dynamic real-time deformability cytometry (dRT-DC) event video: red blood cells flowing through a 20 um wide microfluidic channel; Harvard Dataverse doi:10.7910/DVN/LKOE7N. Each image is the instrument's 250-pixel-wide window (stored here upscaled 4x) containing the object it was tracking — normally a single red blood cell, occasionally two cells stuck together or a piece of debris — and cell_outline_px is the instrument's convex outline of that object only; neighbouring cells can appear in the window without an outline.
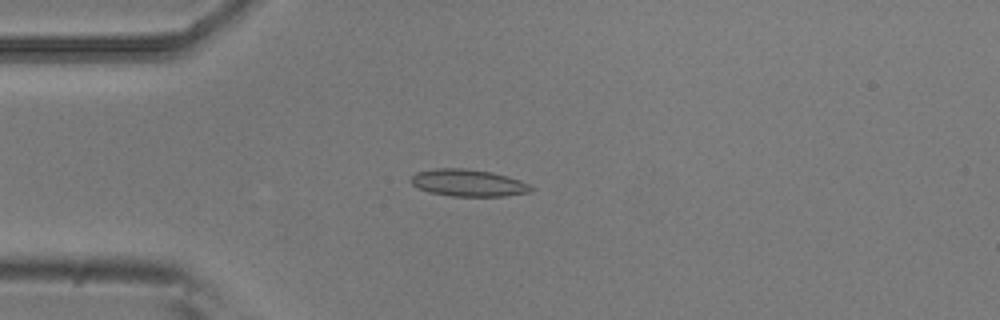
{"species": "common noctule bat (a hibernating species)", "species_latin": "Nyctalus noctula", "temperature_condition": "room temperature", "stored_images_in_passage": 4, "camera_frame_rate_fps": 3000, "um_per_image_px": 0.085, "animal": {"sex": "male", "body_mass_g": 20.5, "forearm_length_mm": 52.5}, "frame": {"image": 1, "passage_image": 4, "time_ms": 1.0, "image_size_px": [1000, 320], "cell_outline_px": [[536, 188], [532, 192], [504, 196], [452, 196], [428, 192], [412, 184], [412, 176], [416, 172], [436, 168], [464, 168], [492, 172], [508, 176], [520, 180]], "centroid_in_image_um": [39.85, 15.54], "position_along_channel_um": 45.2, "area_um2": 18.96}}